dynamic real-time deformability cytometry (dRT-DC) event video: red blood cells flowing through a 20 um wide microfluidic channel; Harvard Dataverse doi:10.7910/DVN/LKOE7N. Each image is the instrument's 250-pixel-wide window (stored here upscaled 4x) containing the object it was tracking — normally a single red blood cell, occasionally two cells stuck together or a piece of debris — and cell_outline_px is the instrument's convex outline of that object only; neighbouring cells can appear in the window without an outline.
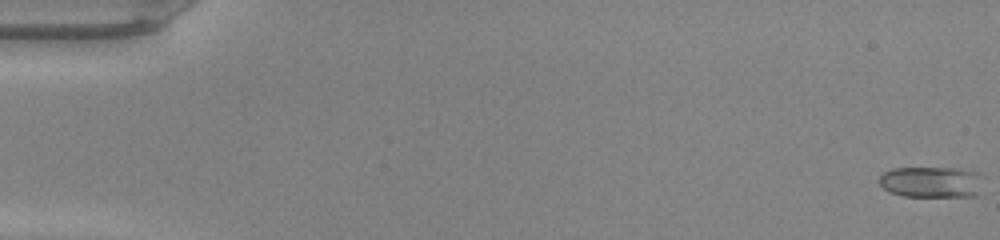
{"species": "common noctule bat (a hibernating species)", "species_latin": "Nyctalus noctula", "temperature_condition": "warm", "stored_images_in_passage": 49, "camera_frame_rate_fps": 3000, "um_per_image_px": 0.085, "animal": {"sex": "male", "body_mass_g": 20.0, "forearm_length_mm": 53.3}, "frame": {"image": 1, "passage_image": 1, "time_ms": 0.0, "image_size_px": [1000, 240], "cell_outline_px": [[976, 196], [904, 196], [892, 192], [884, 188], [876, 180], [884, 172], [892, 168], [956, 168], [976, 172]], "centroid_in_image_um": [79.01, 15.46], "position_along_channel_um": 6.0, "area_um2": 18.15}}
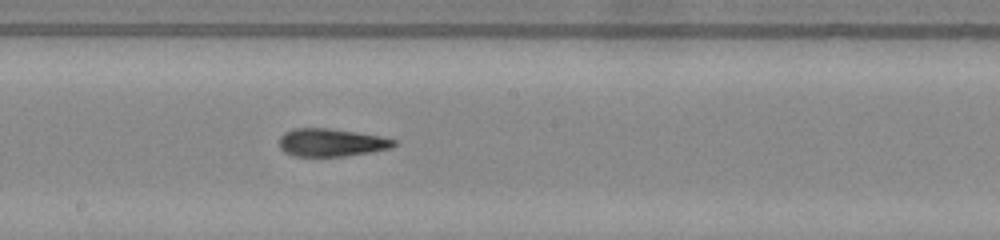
{"frame": {"image": 2, "passage_image": 28, "time_ms": 9.0, "image_size_px": [1000, 240], "cell_outline_px": [[396, 144], [392, 148], [372, 152], [344, 156], [296, 156], [284, 152], [280, 148], [280, 136], [284, 132], [292, 128], [328, 128], [356, 132], [380, 136], [396, 140]], "centroid_in_image_um": [28.16, 12.11], "position_along_channel_um": 220.0, "area_um2": 18.67}}
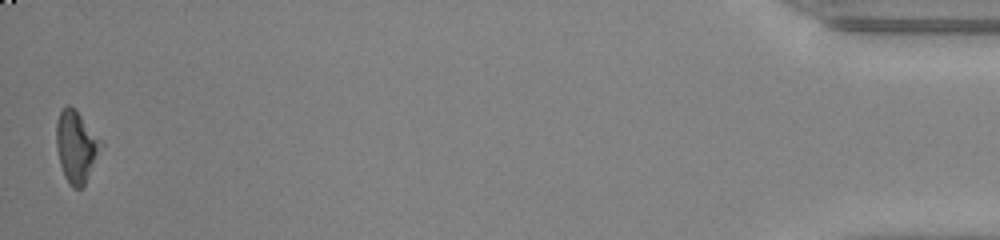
{"frame": {"image": 3, "passage_image": 49, "time_ms": 16.0, "image_size_px": [1000, 240], "cell_outline_px": [[104, 144], [84, 184], [80, 188], [72, 188], [68, 184], [64, 176], [60, 164], [56, 148], [56, 120], [60, 108], [68, 104], [76, 108]], "centroid_in_image_um": [6.46, 12.4], "position_along_channel_um": 428.7, "area_um2": 18.9}, "authors_computed_cell_mechanics": {"area_um2": 19.0162, "velocity_mm_per_s": 4.2844, "shape_relaxation_time_tau1_ms": null, "shape_relaxation_time_tau2_ms": 3.0784, "deformation_change_tau1": null, "deformation_change_tau2": 0.1209}}